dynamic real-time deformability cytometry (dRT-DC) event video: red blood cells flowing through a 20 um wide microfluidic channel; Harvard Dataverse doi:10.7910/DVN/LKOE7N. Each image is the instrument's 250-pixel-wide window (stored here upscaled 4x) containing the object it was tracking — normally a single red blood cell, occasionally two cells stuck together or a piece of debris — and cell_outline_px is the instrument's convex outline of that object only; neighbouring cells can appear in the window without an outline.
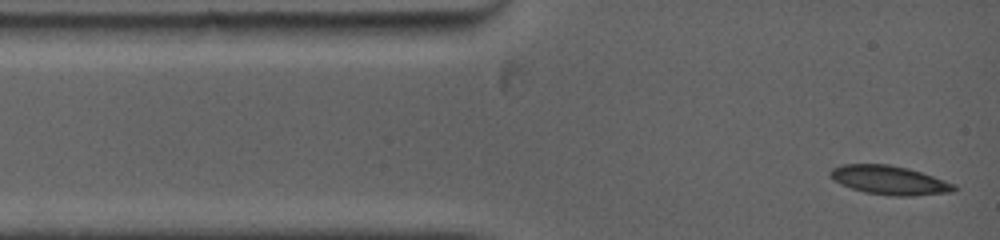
{"species": "common noctule bat (a hibernating species)", "species_latin": "Nyctalus noctula", "temperature_condition": "warm", "stored_images_in_passage": 10, "camera_frame_rate_fps": 5000, "um_per_image_px": 0.085, "animal": {"sex": "female", "body_mass_g": 19.0, "forearm_length_mm": 53.3}, "frame": {"image": 1, "passage_image": 1, "time_ms": 0.0, "image_size_px": [1000, 240], "cell_outline_px": [[956, 188], [952, 192], [912, 196], [888, 196], [864, 192], [840, 184], [832, 180], [828, 176], [828, 172], [832, 168], [840, 164], [888, 164], [908, 168], [956, 184]], "centroid_in_image_um": [75.54, 15.31], "position_along_channel_um": 9.5, "area_um2": 21.04}}
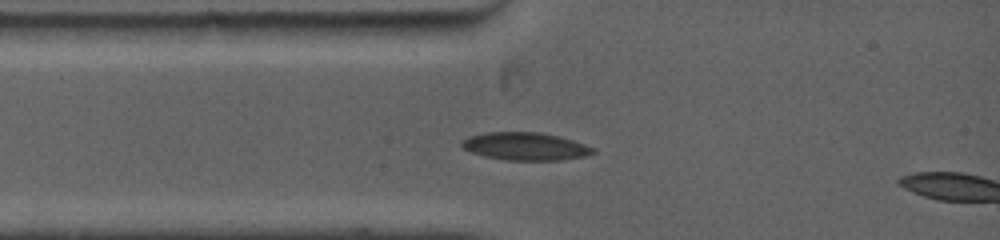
{"frame": {"image": 2, "passage_image": 8, "time_ms": 1.8, "image_size_px": [1000, 240], "cell_outline_px": [[596, 152], [584, 156], [560, 160], [504, 160], [484, 156], [472, 152], [464, 148], [460, 144], [468, 136], [488, 132], [536, 132], [560, 136], [596, 148]], "centroid_in_image_um": [44.67, 12.44], "position_along_channel_um": 40.3, "area_um2": 21.15}}